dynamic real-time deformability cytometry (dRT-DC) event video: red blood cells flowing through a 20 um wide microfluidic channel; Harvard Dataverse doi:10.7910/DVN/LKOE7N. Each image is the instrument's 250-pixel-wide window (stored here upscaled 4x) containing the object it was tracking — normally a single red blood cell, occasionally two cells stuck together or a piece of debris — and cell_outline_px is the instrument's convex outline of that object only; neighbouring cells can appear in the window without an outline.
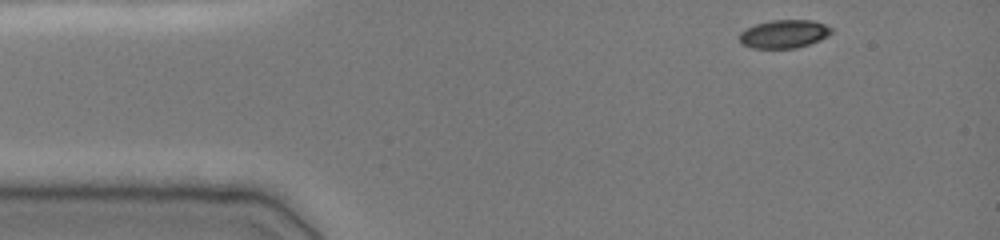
{"species": "common noctule bat (a hibernating species)", "species_latin": "Nyctalus noctula", "temperature_condition": "cold", "stored_images_in_passage": 11, "camera_frame_rate_fps": 3000, "um_per_image_px": 0.085, "animal": {"sex": "female", "body_mass_g": 19.0, "forearm_length_mm": 51.5}, "frame": {"image": 1, "passage_image": 1, "time_ms": 0.0, "image_size_px": [1000, 240], "cell_outline_px": [[832, 32], [828, 36], [820, 40], [796, 48], [752, 48], [740, 44], [740, 32], [756, 24], [772, 20], [812, 20], [824, 24], [832, 28]], "centroid_in_image_um": [66.65, 2.89], "position_along_channel_um": 18.4, "area_um2": 15.09}}
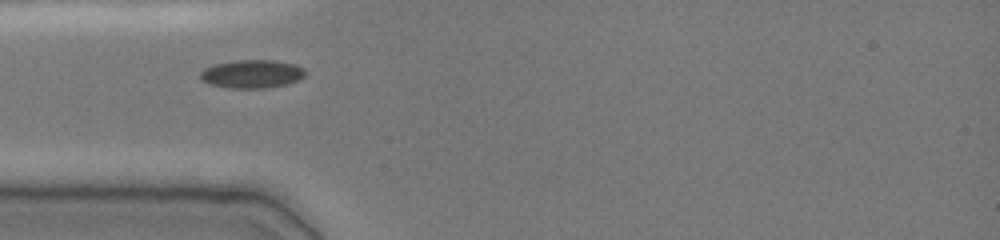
{"frame": {"image": 2, "passage_image": 6, "time_ms": 3.0, "image_size_px": [1000, 240], "cell_outline_px": [[304, 76], [288, 84], [264, 88], [228, 88], [208, 84], [200, 80], [200, 72], [204, 68], [212, 64], [232, 60], [276, 60], [296, 64], [304, 68]], "centroid_in_image_um": [21.36, 6.27], "position_along_channel_um": 63.6, "area_um2": 17.57}}
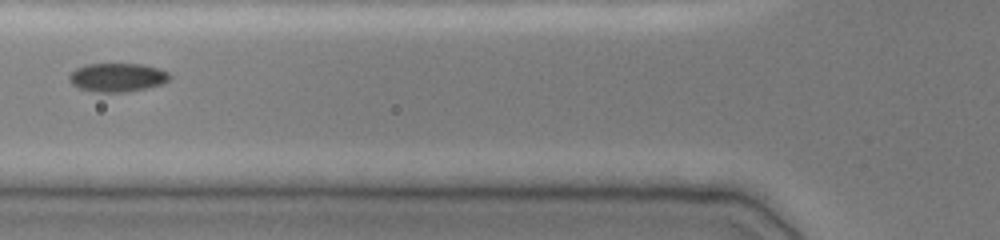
{"frame": {"image": 3, "passage_image": 8, "time_ms": 4.333, "image_size_px": [1000, 240], "cell_outline_px": [[172, 76], [164, 84], [148, 88], [124, 92], [96, 92], [80, 88], [72, 84], [68, 80], [68, 76], [76, 68], [88, 64], [144, 64], [160, 68], [168, 72]], "centroid_in_image_um": [10.02, 6.58], "position_along_channel_um": 115.8, "area_um2": 16.94}}